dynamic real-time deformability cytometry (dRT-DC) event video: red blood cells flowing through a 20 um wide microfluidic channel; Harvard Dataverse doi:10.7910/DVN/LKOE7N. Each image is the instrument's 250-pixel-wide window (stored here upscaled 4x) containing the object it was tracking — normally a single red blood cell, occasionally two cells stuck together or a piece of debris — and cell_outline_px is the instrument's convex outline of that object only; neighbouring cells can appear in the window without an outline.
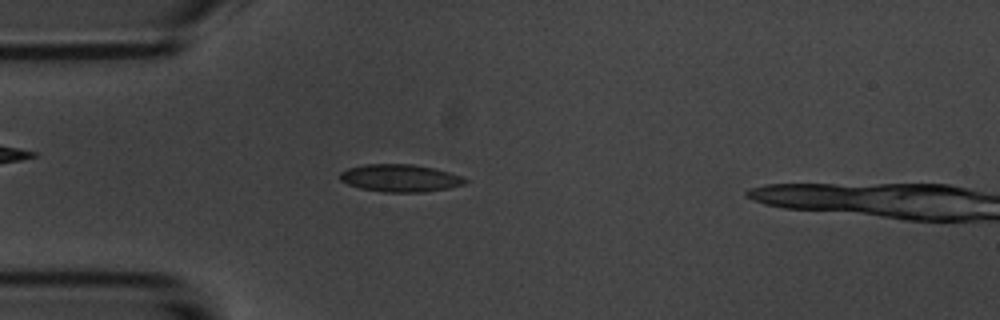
{"species": "common noctule bat (a hibernating species)", "species_latin": "Nyctalus noctula", "temperature_condition": "room temperature", "stored_images_in_passage": 4, "camera_frame_rate_fps": 3000, "um_per_image_px": 0.085, "animal": {"sex": "male", "body_mass_g": 20.1, "forearm_length_mm": 53.5}, "frame": {"image": 1, "passage_image": 3, "time_ms": 3.333, "image_size_px": [1000, 320], "cell_outline_px": [[468, 180], [464, 184], [448, 188], [424, 192], [384, 192], [360, 188], [348, 184], [340, 180], [340, 172], [348, 168], [364, 164], [412, 164], [432, 168], [448, 172], [460, 176]], "centroid_in_image_um": [33.98, 15.14], "position_along_channel_um": 51.0, "area_um2": 19.88}}